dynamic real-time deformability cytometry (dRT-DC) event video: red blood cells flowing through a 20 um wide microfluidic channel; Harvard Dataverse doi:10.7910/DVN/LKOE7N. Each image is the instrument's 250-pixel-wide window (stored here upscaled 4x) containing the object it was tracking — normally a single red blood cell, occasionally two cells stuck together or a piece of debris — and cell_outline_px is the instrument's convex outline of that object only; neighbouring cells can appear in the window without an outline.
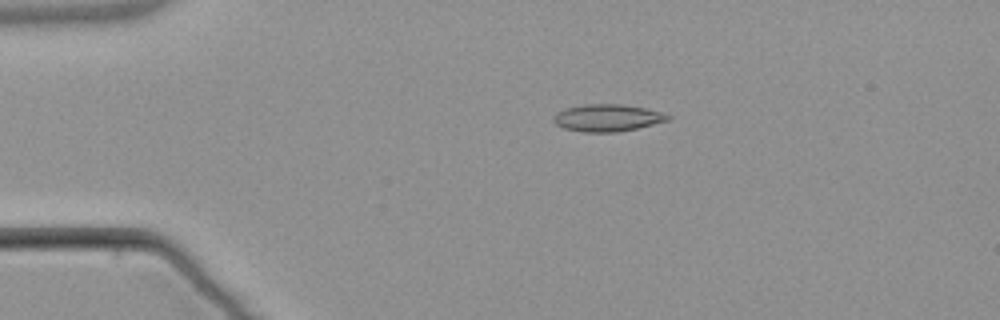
{"species": "common noctule bat (a hibernating species)", "species_latin": "Nyctalus noctula", "temperature_condition": "warm", "stored_images_in_passage": 5, "camera_frame_rate_fps": 3000, "um_per_image_px": 0.085, "animal": {"sex": "male", "body_mass_g": 21.5, "forearm_length_mm": 52.0}, "frame": {"image": 1, "passage_image": 3, "time_ms": 3.333, "image_size_px": [1000, 320], "cell_outline_px": [[672, 120], [636, 128], [616, 132], [580, 132], [564, 128], [556, 124], [552, 120], [552, 116], [556, 112], [564, 108], [584, 104], [620, 104], [644, 108], [664, 112], [672, 116]], "centroid_in_image_um": [51.63, 10.01], "position_along_channel_um": 33.4, "area_um2": 18.32}}
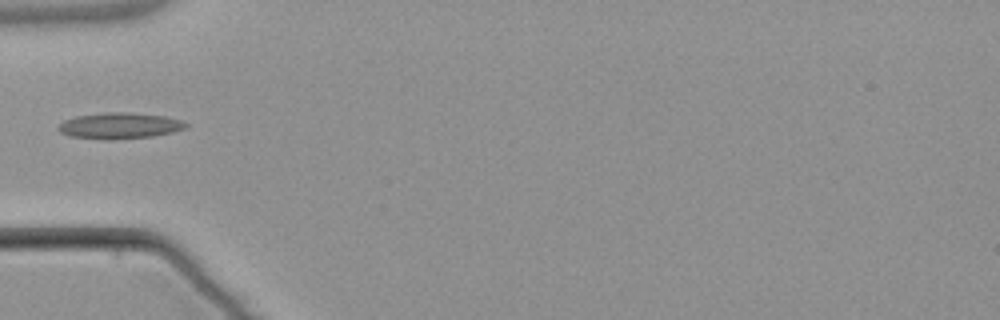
{"frame": {"image": 2, "passage_image": 5, "time_ms": 5.667, "image_size_px": [1000, 320], "cell_outline_px": [[188, 124], [184, 128], [172, 132], [152, 136], [112, 140], [104, 140], [72, 136], [60, 132], [56, 128], [64, 120], [76, 116], [108, 112], [124, 112], [164, 116], [180, 120]], "centroid_in_image_um": [10.13, 10.69], "position_along_channel_um": 74.9, "area_um2": 19.19}}